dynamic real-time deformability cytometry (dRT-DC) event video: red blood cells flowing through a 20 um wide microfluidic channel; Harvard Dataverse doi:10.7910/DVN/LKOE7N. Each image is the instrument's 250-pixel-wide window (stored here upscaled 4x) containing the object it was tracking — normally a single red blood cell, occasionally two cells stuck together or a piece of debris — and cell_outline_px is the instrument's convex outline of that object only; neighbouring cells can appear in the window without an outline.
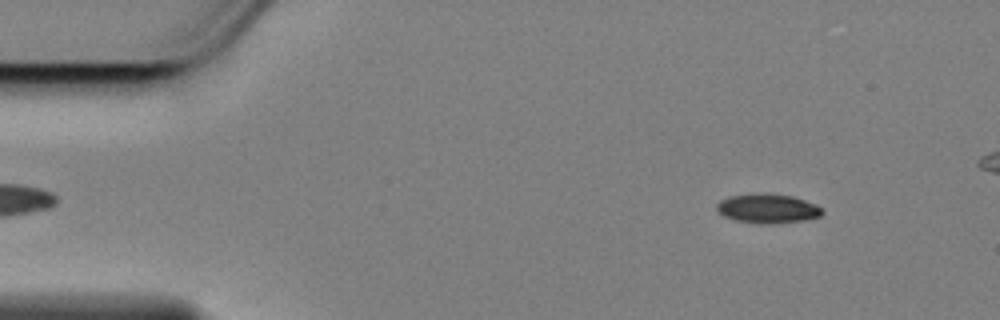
{"species": "Egyptian fruit bat (a non-hibernating species)", "species_latin": "Rousettus aegyptiacus", "temperature_condition": "cold", "stored_images_in_passage": 53, "camera_frame_rate_fps": 3000, "um_per_image_px": 0.085, "animal": {"sex": "female"}, "frame": {"image": 1, "passage_image": 3, "time_ms": 0.667, "image_size_px": [1000, 320], "cell_outline_px": [[824, 212], [820, 216], [804, 220], [768, 224], [760, 224], [732, 220], [724, 216], [716, 208], [716, 204], [720, 200], [728, 196], [752, 192], [768, 192], [792, 196], [816, 204]], "centroid_in_image_um": [65.2, 17.7], "position_along_channel_um": 19.8, "area_um2": 18.38}}
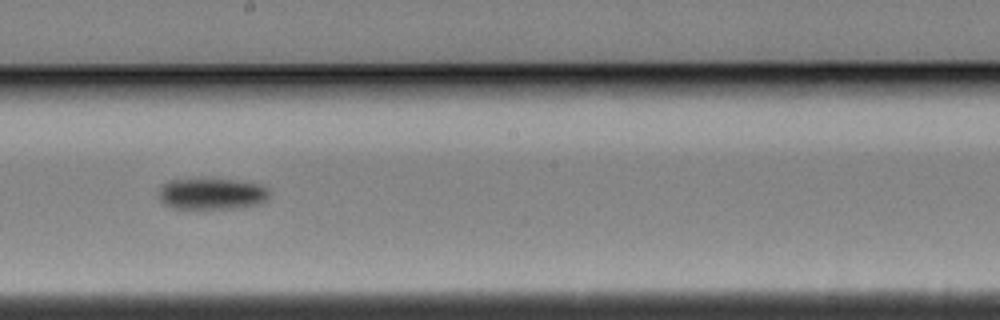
{"frame": {"image": 2, "passage_image": 28, "time_ms": 9.0, "image_size_px": [1000, 320], "cell_outline_px": [[268, 196], [260, 204], [232, 208], [172, 208], [164, 204], [160, 196], [160, 188], [168, 180], [236, 180], [260, 184], [268, 188]], "centroid_in_image_um": [18.02, 16.48], "position_along_channel_um": 230.2, "area_um2": 19.71}}
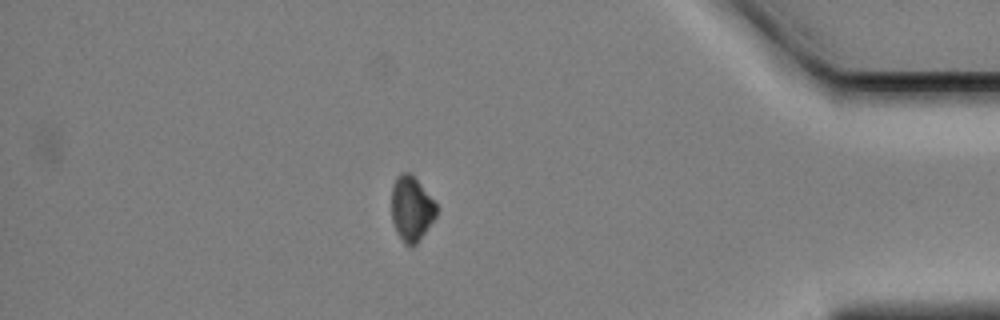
{"frame": {"image": 3, "passage_image": 46, "time_ms": 15.0, "image_size_px": [1000, 320], "cell_outline_px": [[436, 216], [416, 244], [404, 244], [396, 232], [392, 220], [392, 188], [396, 176], [400, 172], [408, 172], [416, 180], [436, 204]], "centroid_in_image_um": [34.94, 17.74], "position_along_channel_um": 400.3, "area_um2": 16.53}}